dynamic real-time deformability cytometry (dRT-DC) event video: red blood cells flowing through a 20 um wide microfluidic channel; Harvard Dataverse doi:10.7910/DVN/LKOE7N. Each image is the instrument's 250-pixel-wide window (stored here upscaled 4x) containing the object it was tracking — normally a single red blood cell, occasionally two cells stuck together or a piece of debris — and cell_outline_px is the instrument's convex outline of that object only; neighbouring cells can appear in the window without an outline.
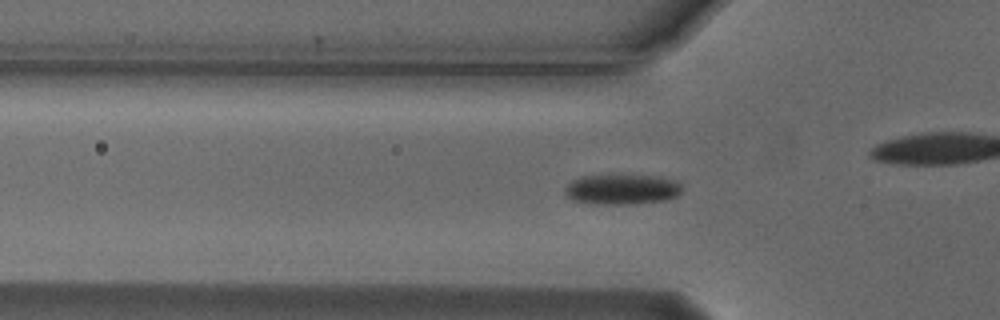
{"species": "Egyptian fruit bat (a non-hibernating species)", "species_latin": "Rousettus aegyptiacus", "temperature_condition": "cold", "stored_images_in_passage": 47, "camera_frame_rate_fps": 3000, "um_per_image_px": 0.085, "animal": {"sex": "male"}, "frame": {"image": 1, "passage_image": 9, "time_ms": 2.667, "image_size_px": [1000, 320], "cell_outline_px": [[680, 192], [676, 196], [668, 200], [636, 204], [596, 204], [572, 200], [564, 192], [564, 188], [572, 180], [580, 176], [660, 176], [676, 180], [680, 184]], "centroid_in_image_um": [52.87, 16.11], "position_along_channel_um": 72.9, "area_um2": 20.58}}
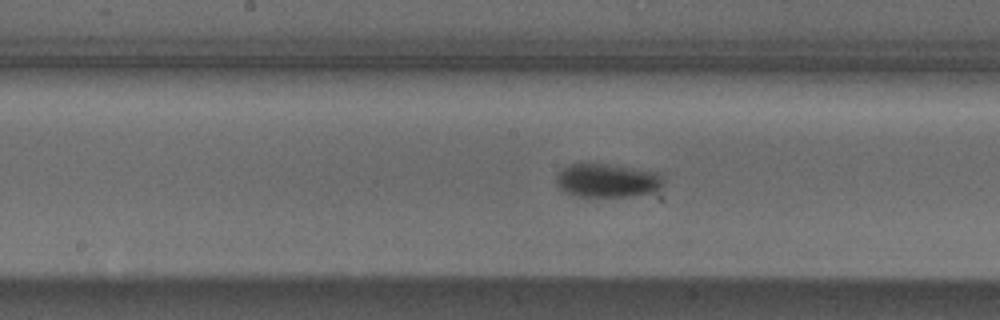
{"frame": {"image": 2, "passage_image": 19, "time_ms": 6.0, "image_size_px": [1000, 320], "cell_outline_px": [[664, 184], [652, 192], [628, 196], [572, 196], [556, 188], [556, 172], [560, 168], [568, 164], [584, 160], [660, 172], [664, 176]], "centroid_in_image_um": [51.52, 15.29], "position_along_channel_um": 196.7, "area_um2": 22.02}}
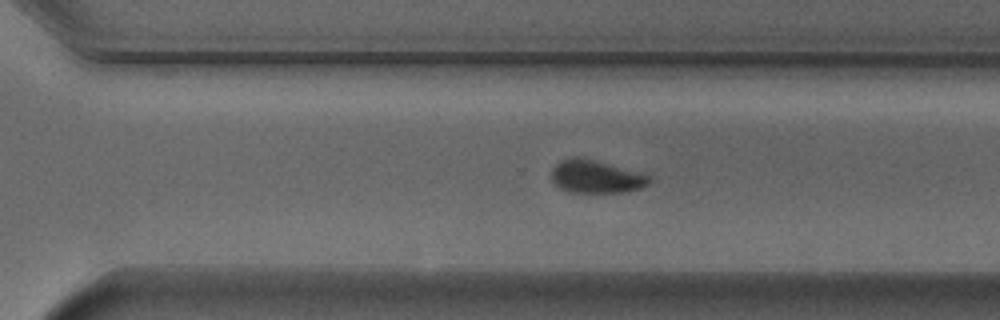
{"frame": {"image": 3, "passage_image": 29, "time_ms": 9.333, "image_size_px": [1000, 320], "cell_outline_px": [[652, 180], [648, 184], [640, 188], [624, 192], [568, 192], [560, 188], [552, 180], [552, 168], [560, 160], [572, 156], [580, 156], [640, 172], [648, 176]], "centroid_in_image_um": [50.63, 15.0], "position_along_channel_um": 320.0, "area_um2": 18.79}}